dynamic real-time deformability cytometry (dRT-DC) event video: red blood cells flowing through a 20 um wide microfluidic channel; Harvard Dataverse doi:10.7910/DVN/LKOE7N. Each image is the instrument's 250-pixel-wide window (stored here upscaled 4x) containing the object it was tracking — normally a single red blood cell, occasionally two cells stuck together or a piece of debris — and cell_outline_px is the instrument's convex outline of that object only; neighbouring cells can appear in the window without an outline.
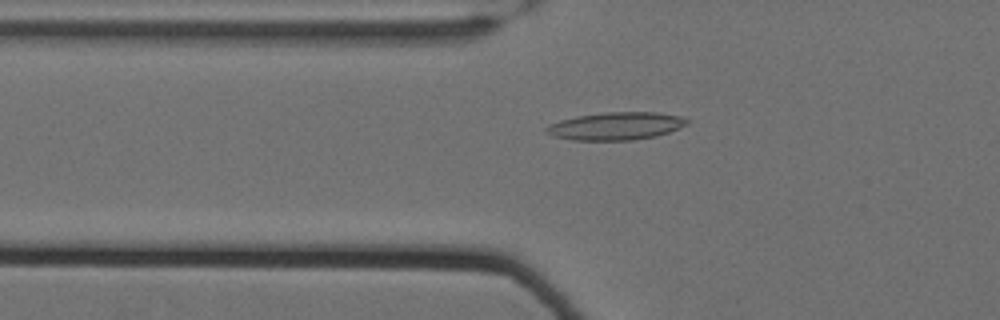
{"species": "Egyptian fruit bat (a non-hibernating species)", "species_latin": "Rousettus aegyptiacus", "temperature_condition": "cold", "stored_images_in_passage": 50, "camera_frame_rate_fps": 3000, "um_per_image_px": 0.085, "animal": {"sex": "female"}, "frame": {"image": 1, "passage_image": 13, "time_ms": 4.0, "image_size_px": [1000, 320], "cell_outline_px": [[692, 120], [688, 124], [668, 132], [656, 136], [632, 140], [572, 140], [552, 136], [544, 132], [544, 128], [560, 120], [576, 116], [604, 112], [656, 112], [680, 116]], "centroid_in_image_um": [52.35, 10.71], "position_along_channel_um": 73.5, "area_um2": 22.83}}
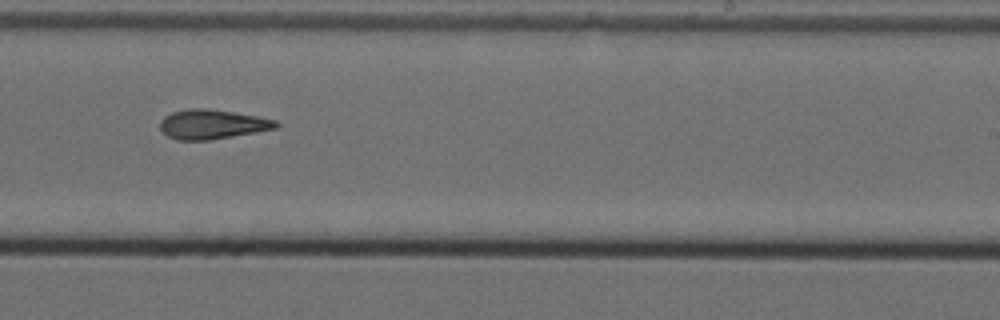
{"frame": {"image": 2, "passage_image": 30, "time_ms": 9.667, "image_size_px": [1000, 320], "cell_outline_px": [[280, 124], [276, 128], [256, 132], [208, 140], [176, 140], [168, 136], [160, 128], [160, 120], [164, 116], [172, 112], [188, 108], [208, 108], [256, 116], [276, 120]], "centroid_in_image_um": [18.01, 10.56], "position_along_channel_um": 271.0, "area_um2": 19.83}}
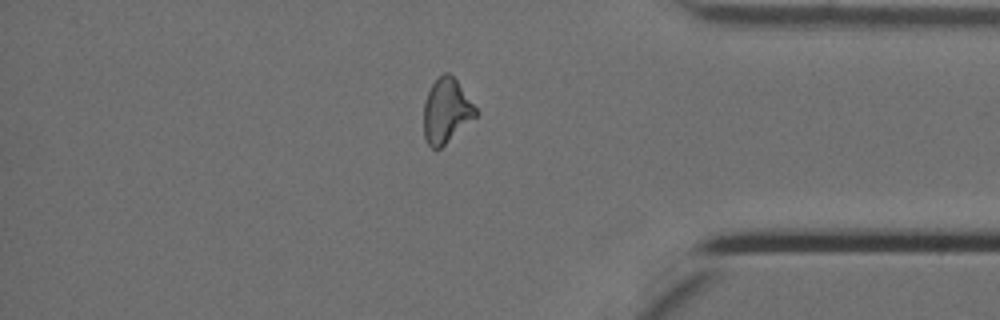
{"frame": {"image": 3, "passage_image": 42, "time_ms": 13.667, "image_size_px": [1000, 320], "cell_outline_px": [[480, 112], [476, 116], [440, 148], [432, 148], [428, 144], [424, 136], [424, 100], [432, 84], [444, 72], [448, 72], [456, 80]], "centroid_in_image_um": [37.94, 9.41], "position_along_channel_um": 397.3, "area_um2": 19.25}, "authors_computed_cell_mechanics": {"area_um2": 19.8543, "velocity_mm_per_s": 3.5097, "shape_relaxation_time_tau1_ms": null, "shape_relaxation_time_tau2_ms": 7.2785, "deformation_change_tau1": null, "deformation_change_tau2": 0.186}}